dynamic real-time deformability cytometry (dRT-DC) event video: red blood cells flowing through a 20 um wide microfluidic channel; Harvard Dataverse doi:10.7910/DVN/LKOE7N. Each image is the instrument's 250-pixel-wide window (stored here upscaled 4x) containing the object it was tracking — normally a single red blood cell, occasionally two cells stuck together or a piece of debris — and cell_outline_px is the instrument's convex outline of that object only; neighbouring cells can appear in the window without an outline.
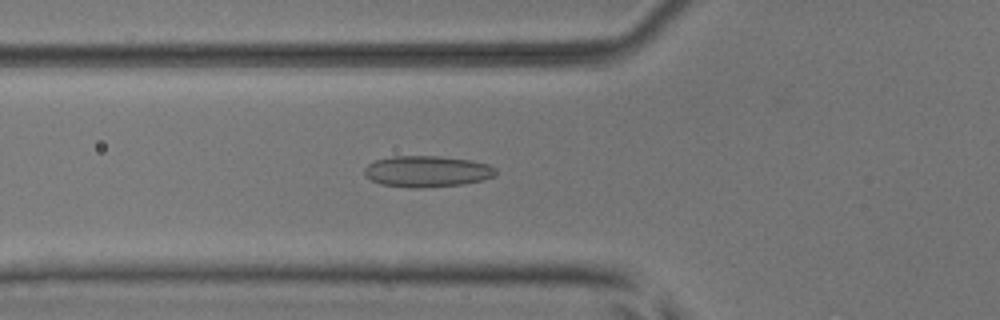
{"species": "common noctule bat (a hibernating species)", "species_latin": "Nyctalus noctula", "temperature_condition": "room temperature", "stored_images_in_passage": 48, "camera_frame_rate_fps": 3000, "um_per_image_px": 0.085, "animal": {"sex": "male", "body_mass_g": 17.9, "forearm_length_mm": 54.2}, "frame": {"image": 1, "passage_image": 15, "time_ms": 4.667, "image_size_px": [1000, 320], "cell_outline_px": [[496, 176], [484, 180], [464, 184], [424, 188], [412, 188], [380, 184], [364, 176], [364, 168], [368, 164], [376, 160], [392, 156], [440, 156], [472, 160], [488, 164], [496, 168]], "centroid_in_image_um": [36.32, 14.57], "position_along_channel_um": 89.5, "area_um2": 24.22}}
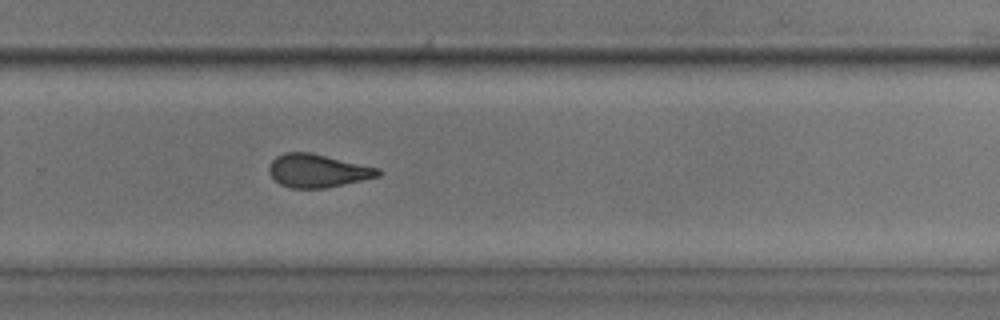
{"frame": {"image": 2, "passage_image": 31, "time_ms": 10.0, "image_size_px": [1000, 320], "cell_outline_px": [[380, 176], [328, 188], [292, 188], [280, 184], [268, 172], [268, 168], [272, 160], [276, 156], [284, 152], [312, 152], [380, 168]], "centroid_in_image_um": [27.0, 14.5], "position_along_channel_um": 302.8, "area_um2": 21.27}}
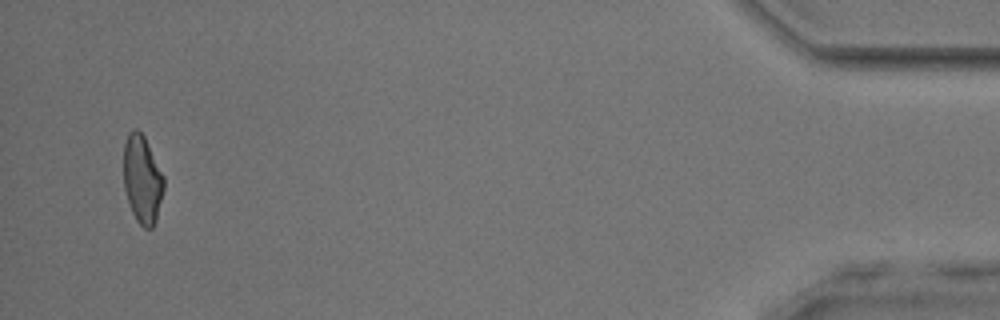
{"frame": {"image": 3, "passage_image": 46, "time_ms": 15.0, "image_size_px": [1000, 320], "cell_outline_px": [[164, 188], [156, 220], [152, 228], [144, 228], [136, 220], [132, 212], [124, 188], [124, 144], [128, 132], [132, 128], [136, 128], [144, 136], [164, 176]], "centroid_in_image_um": [12.09, 15.23], "position_along_channel_um": 423.1, "area_um2": 20.58}, "authors_computed_cell_mechanics": {"area_um2": 21.7039, "velocity_mm_per_s": 4.0038, "shape_relaxation_time_tau1_ms": null, "shape_relaxation_time_tau2_ms": 2.0719, "deformation_change_tau1": null, "deformation_change_tau2": 0.1083}}